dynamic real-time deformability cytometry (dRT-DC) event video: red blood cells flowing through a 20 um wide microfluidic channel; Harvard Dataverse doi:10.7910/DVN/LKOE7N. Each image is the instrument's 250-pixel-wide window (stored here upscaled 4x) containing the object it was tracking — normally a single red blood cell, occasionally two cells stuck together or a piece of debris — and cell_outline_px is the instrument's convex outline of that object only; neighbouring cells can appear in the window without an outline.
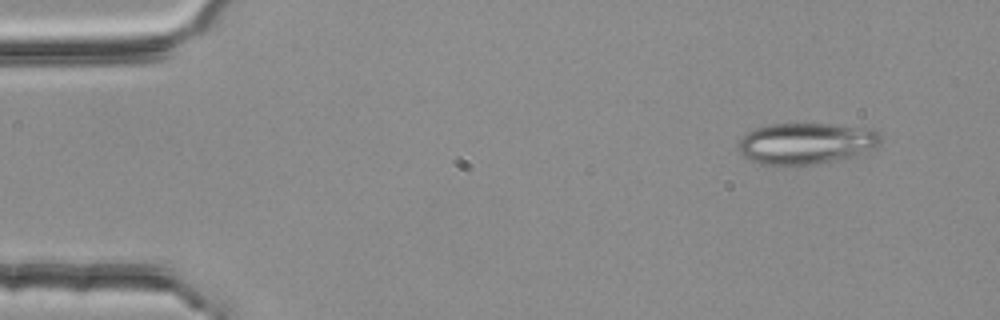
{"species": "common noctule bat (a hibernating species)", "species_latin": "Nyctalus noctula", "temperature_condition": "room temperature", "stored_images_in_passage": 3, "camera_frame_rate_fps": 3000, "um_per_image_px": 0.085, "animal": {"sex": "female", "body_mass_g": 25.1}, "frame": {"image": 1, "passage_image": 1, "time_ms": 0.0, "image_size_px": [1000, 320], "cell_outline_px": [[880, 144], [856, 156], [812, 164], [760, 164], [748, 160], [740, 152], [740, 140], [748, 132], [756, 128], [772, 124], [832, 124], [872, 128], [880, 132]], "centroid_in_image_um": [68.56, 12.17], "position_along_channel_um": 16.4, "area_um2": 33.93}}